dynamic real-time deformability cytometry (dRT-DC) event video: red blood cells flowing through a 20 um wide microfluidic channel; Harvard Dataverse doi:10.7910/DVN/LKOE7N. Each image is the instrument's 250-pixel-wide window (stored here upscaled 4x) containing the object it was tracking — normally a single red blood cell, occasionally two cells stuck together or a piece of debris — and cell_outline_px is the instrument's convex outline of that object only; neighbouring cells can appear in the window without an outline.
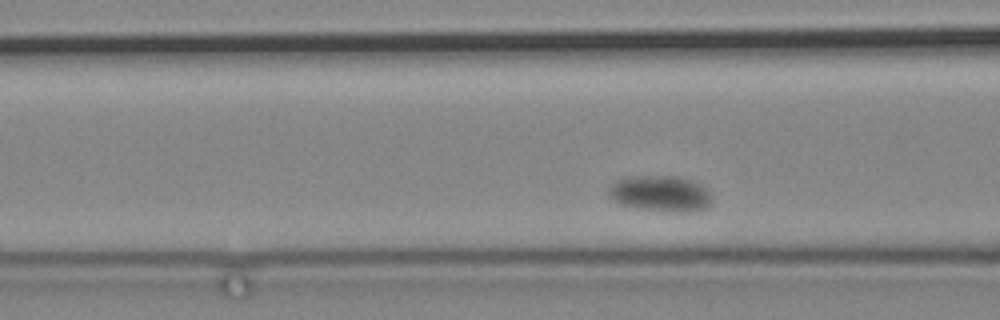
{"species": "common noctule bat (a hibernating species)", "species_latin": "Nyctalus noctula", "temperature_condition": "cold", "stored_images_in_passage": 14, "camera_frame_rate_fps": 3000, "um_per_image_px": 0.085, "animal": {"sex": "male", "body_mass_g": 19.2, "forearm_length_mm": 51.8}, "frame": {"image": 1, "passage_image": 6, "time_ms": 1.667, "image_size_px": [1000, 320], "cell_outline_px": [[712, 200], [708, 208], [692, 212], [676, 212], [636, 208], [620, 204], [612, 200], [608, 196], [608, 188], [616, 180], [628, 176], [676, 176], [692, 180], [704, 188], [708, 192]], "centroid_in_image_um": [56.11, 16.46], "position_along_channel_um": 110.5, "area_um2": 21.79}}
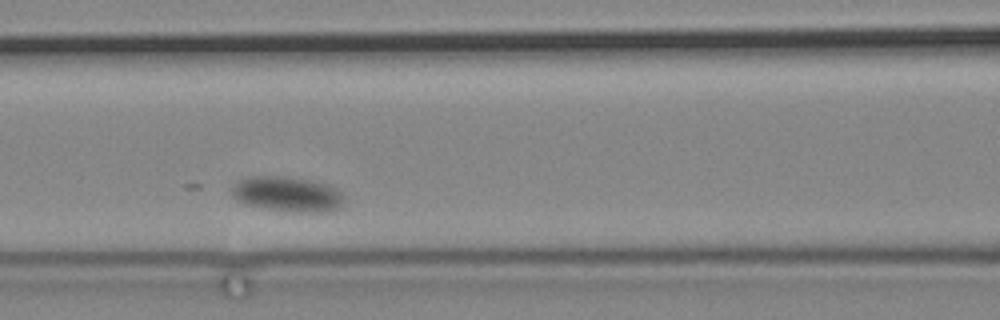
{"frame": {"image": 2, "passage_image": 10, "time_ms": 3.0, "image_size_px": [1000, 320], "cell_outline_px": [[344, 204], [340, 208], [332, 212], [296, 212], [268, 208], [244, 204], [236, 200], [232, 196], [232, 184], [240, 180], [256, 176], [284, 176], [312, 180], [328, 184], [336, 188], [340, 192], [344, 200]], "centroid_in_image_um": [24.46, 16.5], "position_along_channel_um": 142.1, "area_um2": 23.18}}
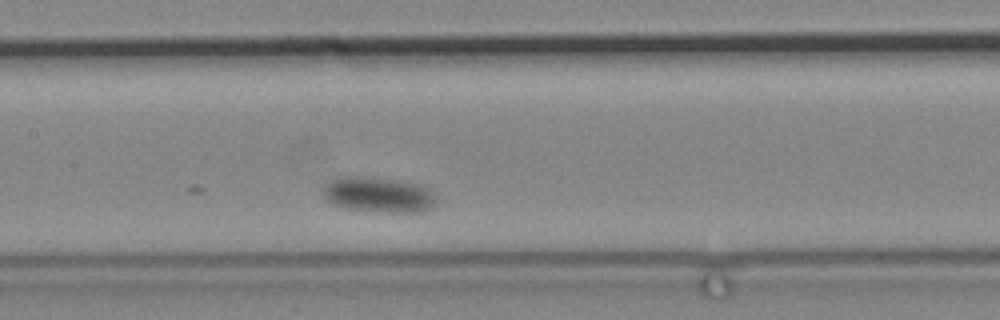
{"frame": {"image": 3, "passage_image": 14, "time_ms": 4.333, "image_size_px": [1000, 320], "cell_outline_px": [[436, 200], [432, 208], [424, 212], [384, 212], [344, 208], [332, 204], [324, 200], [320, 192], [320, 188], [324, 184], [340, 176], [348, 176], [396, 180], [416, 184], [428, 188], [432, 192]], "centroid_in_image_um": [32.09, 16.57], "position_along_channel_um": 175.3, "area_um2": 23.52}}